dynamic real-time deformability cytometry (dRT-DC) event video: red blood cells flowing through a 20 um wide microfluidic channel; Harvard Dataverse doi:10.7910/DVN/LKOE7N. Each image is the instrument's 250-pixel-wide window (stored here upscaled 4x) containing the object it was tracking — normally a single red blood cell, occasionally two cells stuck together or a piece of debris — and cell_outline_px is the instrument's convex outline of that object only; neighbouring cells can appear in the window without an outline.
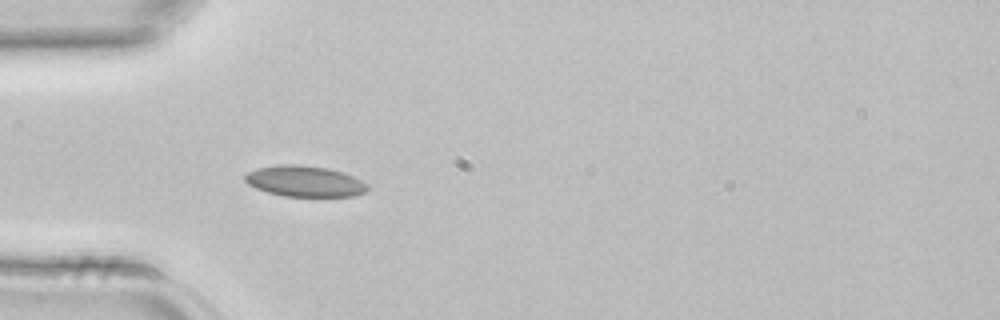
{"species": "common noctule bat (a hibernating species)", "species_latin": "Nyctalus noctula", "temperature_condition": "room temperature", "stored_images_in_passage": 4, "camera_frame_rate_fps": 3000, "um_per_image_px": 0.085, "animal": {"sex": "female", "body_mass_g": 22.7, "forearm_length_mm": 54.2}, "frame": {"image": 1, "passage_image": 4, "time_ms": 1.0, "image_size_px": [1000, 320], "cell_outline_px": [[368, 188], [364, 192], [352, 196], [284, 196], [268, 192], [256, 188], [248, 184], [244, 180], [244, 176], [248, 172], [256, 168], [280, 164], [296, 164], [328, 168], [352, 176], [368, 184]], "centroid_in_image_um": [25.86, 15.4], "position_along_channel_um": 59.1, "area_um2": 21.91}}